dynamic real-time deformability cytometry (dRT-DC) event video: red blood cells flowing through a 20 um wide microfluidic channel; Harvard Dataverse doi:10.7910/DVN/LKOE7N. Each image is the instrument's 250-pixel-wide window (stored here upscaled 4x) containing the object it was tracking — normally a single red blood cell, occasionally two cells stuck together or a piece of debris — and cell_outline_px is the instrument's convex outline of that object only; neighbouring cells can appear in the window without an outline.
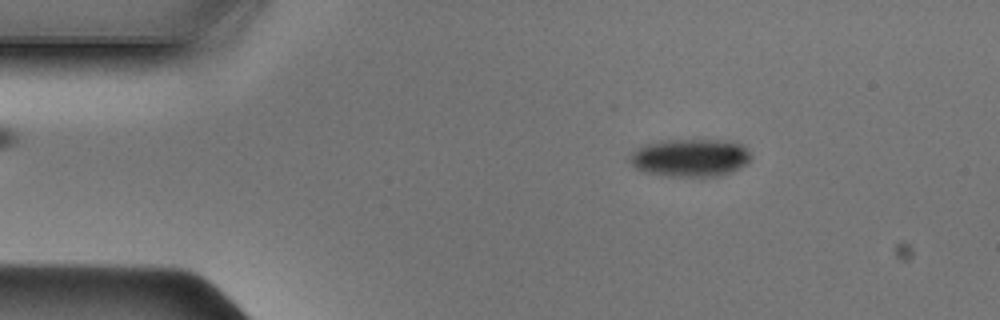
{"species": "Egyptian fruit bat (a non-hibernating species)", "species_latin": "Rousettus aegyptiacus", "temperature_condition": "cold", "stored_images_in_passage": 45, "camera_frame_rate_fps": 3000, "um_per_image_px": 0.085, "animal": {"sex": "male"}, "frame": {"image": 1, "passage_image": 4, "time_ms": 1.0, "image_size_px": [1000, 320], "cell_outline_px": [[752, 156], [748, 164], [732, 172], [720, 176], [668, 176], [640, 172], [628, 160], [628, 156], [636, 148], [644, 144], [660, 140], [732, 140], [744, 144]], "centroid_in_image_um": [58.68, 13.4], "position_along_channel_um": 26.3, "area_um2": 27.4}}
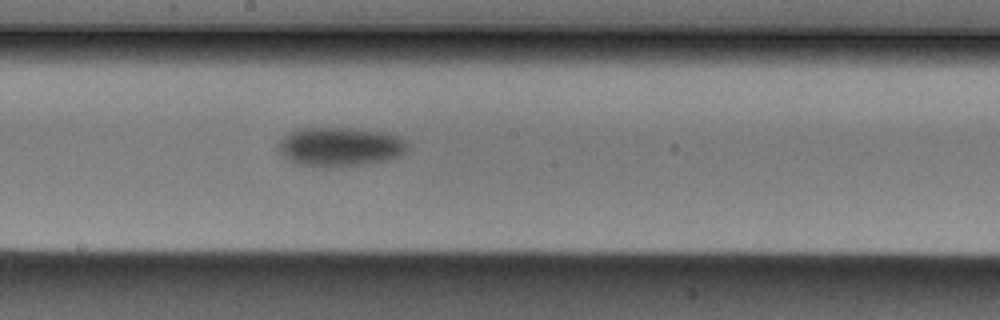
{"frame": {"image": 2, "passage_image": 22, "time_ms": 7.0, "image_size_px": [1000, 320], "cell_outline_px": [[408, 148], [400, 156], [368, 164], [336, 168], [324, 168], [296, 164], [288, 160], [276, 152], [276, 144], [284, 136], [296, 128], [352, 128], [384, 132], [400, 136], [408, 144]], "centroid_in_image_um": [28.84, 12.49], "position_along_channel_um": 219.4, "area_um2": 30.23}}
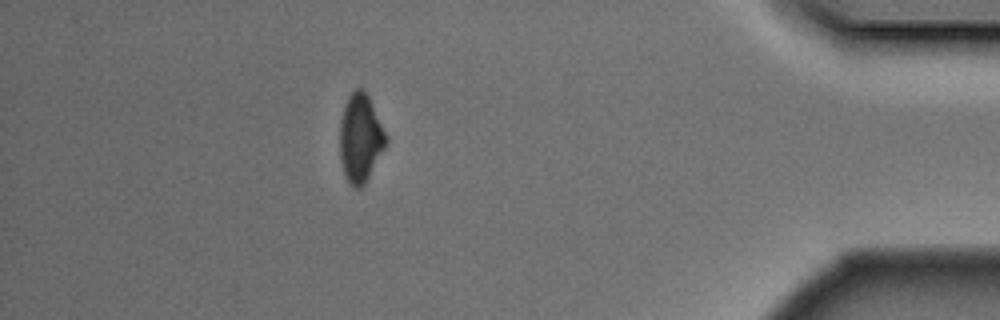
{"frame": {"image": 3, "passage_image": 39, "time_ms": 12.667, "image_size_px": [1000, 320], "cell_outline_px": [[388, 140], [384, 148], [364, 184], [360, 188], [356, 188], [348, 180], [344, 172], [340, 156], [340, 120], [348, 96], [356, 88], [360, 88], [368, 96]], "centroid_in_image_um": [30.61, 11.73], "position_along_channel_um": 404.6, "area_um2": 22.95}}